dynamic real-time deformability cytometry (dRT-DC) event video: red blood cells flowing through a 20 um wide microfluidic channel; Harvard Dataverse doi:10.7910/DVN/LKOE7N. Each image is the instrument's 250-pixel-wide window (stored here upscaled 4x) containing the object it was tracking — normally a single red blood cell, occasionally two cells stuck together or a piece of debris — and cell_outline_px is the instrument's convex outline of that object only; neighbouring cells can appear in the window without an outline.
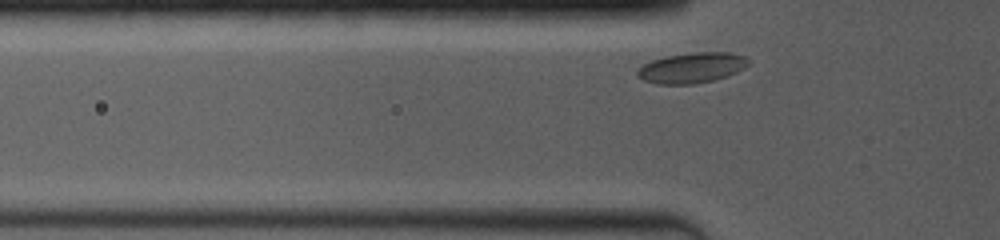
{"species": "common noctule bat (a hibernating species)", "species_latin": "Nyctalus noctula", "temperature_condition": "room temperature", "stored_images_in_passage": 4, "camera_frame_rate_fps": 4000, "um_per_image_px": 0.085, "animal": {"sex": "female", "body_mass_g": 19.0, "forearm_length_mm": 53.3}, "frame": {"image": 1, "passage_image": 2, "time_ms": 0.25, "image_size_px": [1000, 240], "cell_outline_px": [[752, 60], [744, 68], [728, 76], [712, 80], [692, 84], [656, 84], [644, 80], [636, 76], [636, 68], [652, 60], [664, 56], [688, 52], [728, 52], [744, 56]], "centroid_in_image_um": [58.78, 5.75], "position_along_channel_um": 67.0, "area_um2": 19.94}}